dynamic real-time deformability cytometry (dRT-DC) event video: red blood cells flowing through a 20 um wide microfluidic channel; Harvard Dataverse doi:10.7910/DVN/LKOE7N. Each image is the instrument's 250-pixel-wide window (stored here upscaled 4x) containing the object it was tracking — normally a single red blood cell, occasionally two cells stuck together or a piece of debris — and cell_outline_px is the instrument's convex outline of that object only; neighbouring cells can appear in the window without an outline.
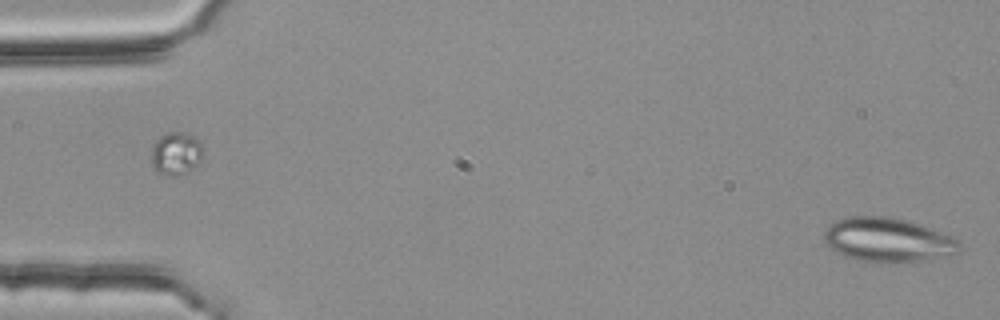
{"species": "common noctule bat (a hibernating species)", "species_latin": "Nyctalus noctula", "temperature_condition": "room temperature", "stored_images_in_passage": 53, "camera_frame_rate_fps": 3000, "um_per_image_px": 0.085, "animal": {"sex": "female", "body_mass_g": 25.1}, "frame": {"image": 1, "passage_image": 1, "time_ms": 0.0, "image_size_px": [1000, 320], "cell_outline_px": [[960, 248], [956, 252], [948, 256], [916, 260], [860, 260], [844, 256], [836, 252], [824, 244], [824, 232], [836, 220], [848, 216], [888, 216], [920, 224], [960, 240]], "centroid_in_image_um": [75.43, 20.35], "position_along_channel_um": 9.6, "area_um2": 33.93}}
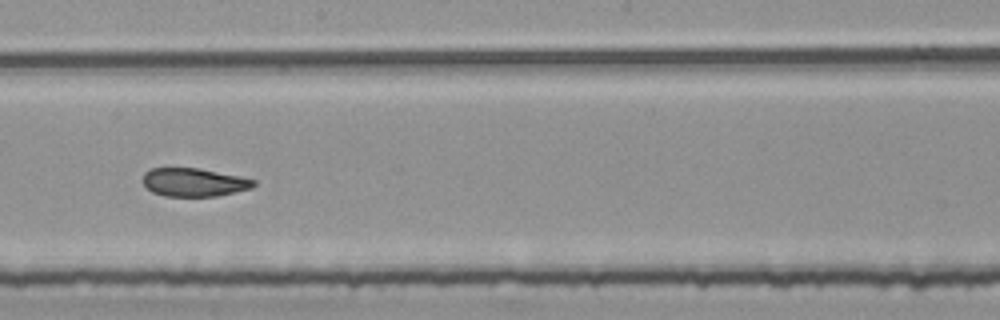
{"frame": {"image": 2, "passage_image": 30, "time_ms": 9.667, "image_size_px": [1000, 320], "cell_outline_px": [[256, 184], [252, 188], [216, 196], [164, 196], [152, 192], [144, 184], [144, 172], [152, 168], [200, 168], [240, 176], [256, 180]], "centroid_in_image_um": [16.51, 15.49], "position_along_channel_um": 231.7, "area_um2": 18.26}}
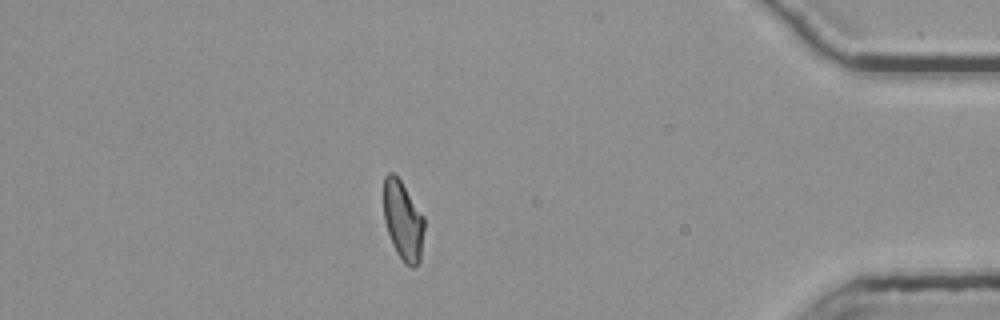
{"frame": {"image": 3, "passage_image": 47, "time_ms": 15.333, "image_size_px": [1000, 320], "cell_outline_px": [[424, 228], [420, 260], [412, 268], [404, 264], [396, 252], [392, 244], [384, 220], [384, 176], [388, 172], [392, 172], [400, 180], [424, 216]], "centroid_in_image_um": [34.25, 18.77], "position_along_channel_um": 400.9, "area_um2": 18.67}, "authors_computed_cell_mechanics": {"area_um2": 19.5942, "velocity_mm_per_s": 3.7655, "shape_relaxation_time_tau1_ms": null, "shape_relaxation_time_tau2_ms": 1.6108, "deformation_change_tau1": null, "deformation_change_tau2": 0.0793}}